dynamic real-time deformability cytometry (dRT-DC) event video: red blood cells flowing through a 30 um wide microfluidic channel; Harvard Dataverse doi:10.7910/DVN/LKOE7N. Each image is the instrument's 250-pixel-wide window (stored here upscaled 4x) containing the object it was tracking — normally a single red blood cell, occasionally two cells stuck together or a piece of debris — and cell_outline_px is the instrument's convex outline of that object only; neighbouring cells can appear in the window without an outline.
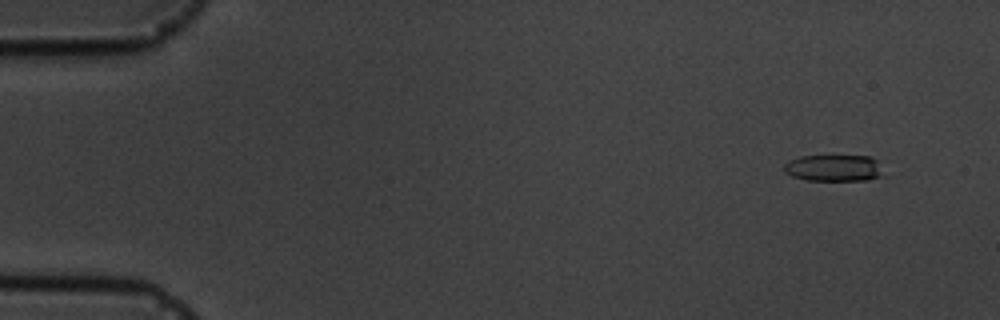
{"species": "common noctule bat (a hibernating species)", "species_latin": "Nyctalus noctula", "temperature_condition": "cold", "stored_images_in_passage": 10, "camera_frame_rate_fps": 3000, "um_per_image_px": 0.085, "animal": {"sex": "male", "body_mass_g": 19.5, "forearm_length_mm": 54.6}, "frame": {"image": 1, "passage_image": 1, "time_ms": 0.0, "image_size_px": [1000, 320], "cell_outline_px": [[888, 176], [868, 180], [804, 180], [792, 176], [784, 172], [784, 164], [788, 160], [800, 156], [872, 156], [876, 160]], "centroid_in_image_um": [70.93, 14.29], "position_along_channel_um": 14.1, "area_um2": 15.78}}
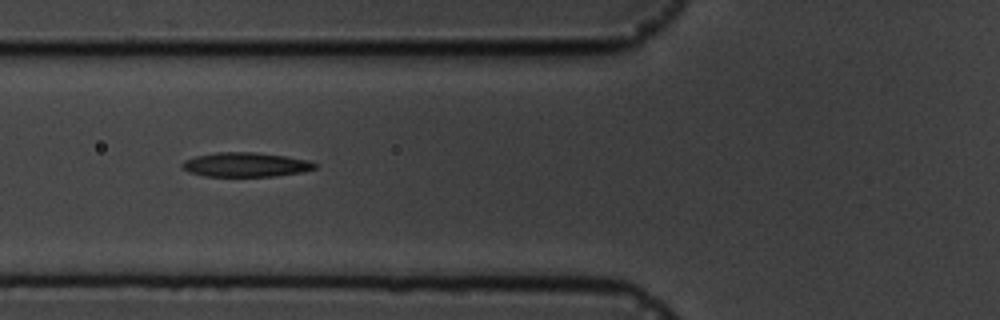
{"frame": {"image": 2, "passage_image": 6, "time_ms": 5.667, "image_size_px": [1000, 320], "cell_outline_px": [[320, 164], [316, 168], [300, 172], [276, 176], [204, 176], [188, 172], [180, 168], [180, 164], [184, 160], [196, 156], [216, 152], [256, 152], [312, 160]], "centroid_in_image_um": [20.88, 13.99], "position_along_channel_um": 104.9, "area_um2": 19.07}}
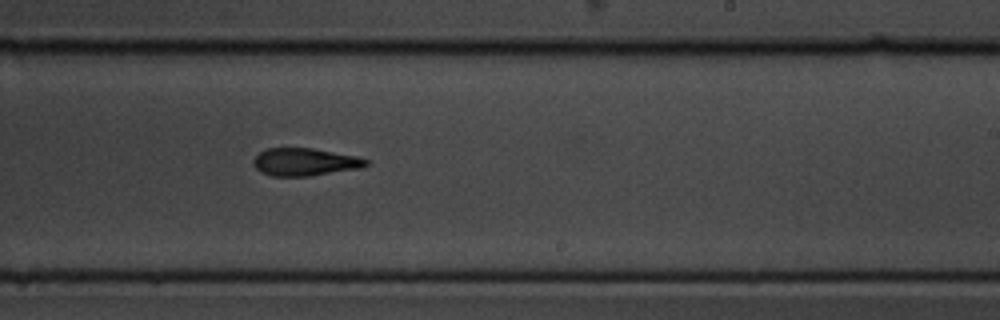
{"frame": {"image": 3, "passage_image": 10, "time_ms": 10.0, "image_size_px": [1000, 320], "cell_outline_px": [[368, 164], [364, 168], [312, 176], [272, 176], [260, 172], [252, 164], [252, 160], [260, 152], [268, 148], [312, 148], [356, 156], [368, 160]], "centroid_in_image_um": [25.92, 13.78], "position_along_channel_um": 263.1, "area_um2": 18.32}}